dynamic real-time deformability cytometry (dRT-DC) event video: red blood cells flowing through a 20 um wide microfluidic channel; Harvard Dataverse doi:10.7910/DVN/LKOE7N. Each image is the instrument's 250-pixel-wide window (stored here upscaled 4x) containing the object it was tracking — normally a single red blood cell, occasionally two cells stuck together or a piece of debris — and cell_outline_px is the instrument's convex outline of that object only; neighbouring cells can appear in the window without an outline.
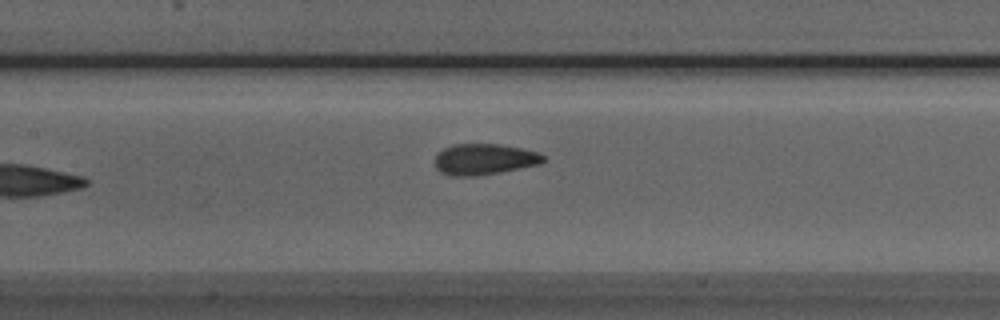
{"species": "Egyptian fruit bat (a non-hibernating species)", "species_latin": "Rousettus aegyptiacus", "temperature_condition": "room temperature", "stored_images_in_passage": 8, "camera_frame_rate_fps": 3000, "um_per_image_px": 0.085, "animal": {"sex": "male"}, "frame": {"image": 1, "passage_image": 8, "time_ms": 8.333, "image_size_px": [1000, 320], "cell_outline_px": [[544, 160], [540, 164], [500, 172], [476, 176], [452, 176], [440, 172], [436, 168], [436, 152], [452, 144], [500, 144], [520, 148], [536, 152], [544, 156]], "centroid_in_image_um": [41.12, 13.54], "position_along_channel_um": 166.3, "area_um2": 19.54}}